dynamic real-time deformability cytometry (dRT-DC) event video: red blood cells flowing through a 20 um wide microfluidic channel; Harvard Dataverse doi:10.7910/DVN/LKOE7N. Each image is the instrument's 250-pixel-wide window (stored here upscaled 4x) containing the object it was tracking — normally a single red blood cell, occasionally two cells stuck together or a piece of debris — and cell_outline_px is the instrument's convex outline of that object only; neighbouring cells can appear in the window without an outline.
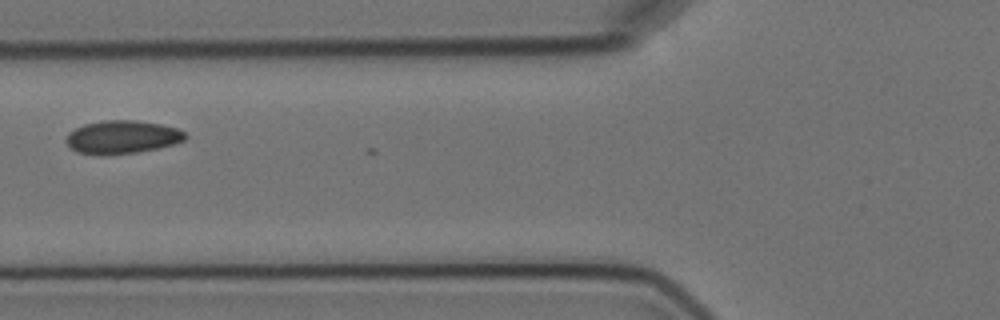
{"species": "Egyptian fruit bat (a non-hibernating species)", "species_latin": "Rousettus aegyptiacus", "temperature_condition": "cold", "stored_images_in_passage": 7, "camera_frame_rate_fps": 3000, "um_per_image_px": 0.085, "animal": {"sex": "female"}, "frame": {"image": 1, "passage_image": 5, "time_ms": 4.667, "image_size_px": [1000, 320], "cell_outline_px": [[188, 136], [184, 140], [172, 144], [156, 148], [136, 152], [76, 152], [64, 140], [68, 132], [84, 124], [104, 120], [136, 120], [160, 124], [176, 128], [184, 132]], "centroid_in_image_um": [10.4, 11.6], "position_along_channel_um": 115.4, "area_um2": 22.2}}
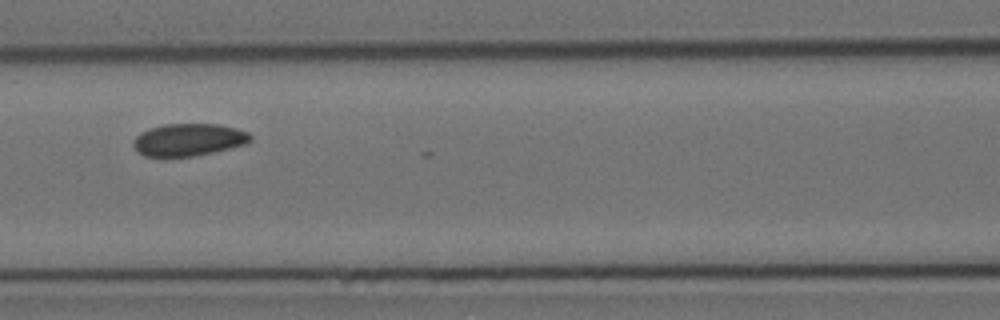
{"frame": {"image": 2, "passage_image": 6, "time_ms": 5.667, "image_size_px": [1000, 320], "cell_outline_px": [[252, 140], [244, 144], [212, 152], [192, 156], [144, 156], [136, 152], [132, 144], [132, 140], [140, 132], [164, 124], [216, 124], [236, 128], [248, 132], [252, 136]], "centroid_in_image_um": [15.99, 11.87], "position_along_channel_um": 150.6, "area_um2": 21.96}}